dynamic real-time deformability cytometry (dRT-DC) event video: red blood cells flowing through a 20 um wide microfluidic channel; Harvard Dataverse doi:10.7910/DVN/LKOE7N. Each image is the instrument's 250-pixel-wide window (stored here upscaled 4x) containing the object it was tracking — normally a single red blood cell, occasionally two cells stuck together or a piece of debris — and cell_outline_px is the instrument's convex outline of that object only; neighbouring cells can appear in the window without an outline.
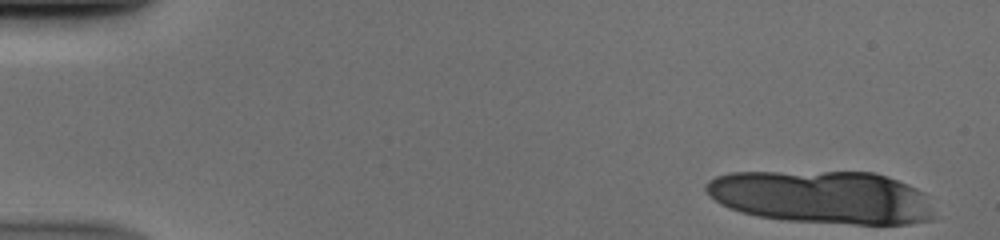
{"species": "human", "species_latin": "Homo sapiens", "temperature_condition": "cold", "stored_images_in_passage": 14, "camera_frame_rate_fps": 3000, "um_per_image_px": 0.085, "donor": {"sex": "male"}, "frame": {"image": 1, "passage_image": 1, "time_ms": 0.0, "image_size_px": [1000, 240], "cell_outline_px": [[932, 220], [908, 224], [852, 224], [784, 220], [756, 216], [740, 212], [728, 208], [720, 204], [708, 196], [704, 188], [708, 180], [716, 176], [732, 172], [872, 172], [888, 176], [908, 184], [924, 192], [932, 216]], "centroid_in_image_um": [69.82, 16.76], "position_along_channel_um": 15.2, "area_um2": 70.69}}